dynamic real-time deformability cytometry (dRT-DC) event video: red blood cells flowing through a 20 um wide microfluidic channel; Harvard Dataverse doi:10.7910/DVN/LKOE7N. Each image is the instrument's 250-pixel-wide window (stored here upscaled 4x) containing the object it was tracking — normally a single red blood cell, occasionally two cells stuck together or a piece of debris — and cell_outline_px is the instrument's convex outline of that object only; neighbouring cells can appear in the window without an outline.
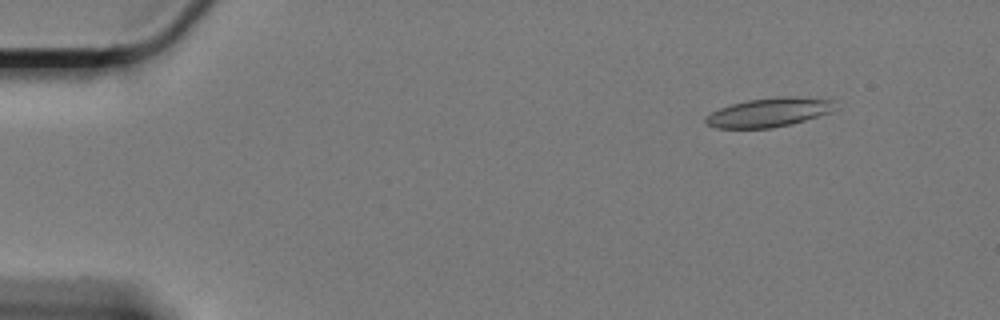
{"species": "Egyptian fruit bat (a non-hibernating species)", "species_latin": "Rousettus aegyptiacus", "temperature_condition": "cold", "stored_images_in_passage": 52, "camera_frame_rate_fps": 3000, "um_per_image_px": 0.085, "animal": {"sex": "female"}, "frame": {"image": 1, "passage_image": 1, "time_ms": 0.0, "image_size_px": [1000, 320], "cell_outline_px": [[840, 108], [832, 112], [792, 124], [772, 128], [716, 128], [708, 124], [704, 120], [704, 116], [720, 108], [732, 104], [748, 100], [776, 96], [792, 96], [836, 100]], "centroid_in_image_um": [65.45, 9.54], "position_along_channel_um": 19.6, "area_um2": 22.25}}
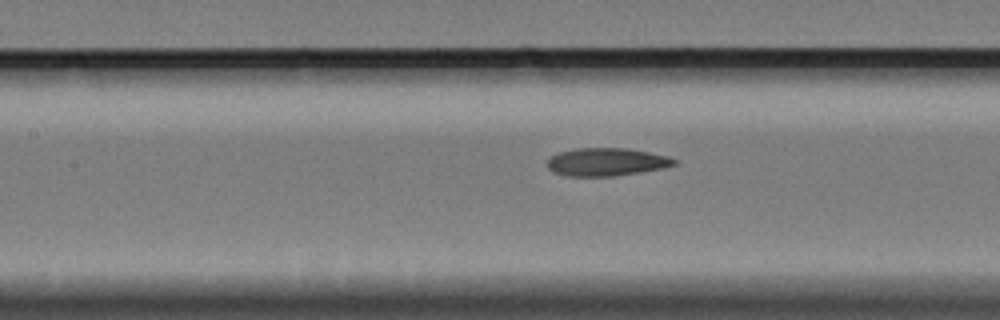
{"frame": {"image": 2, "passage_image": 22, "time_ms": 7.0, "image_size_px": [1000, 320], "cell_outline_px": [[676, 164], [664, 168], [616, 176], [568, 176], [552, 172], [548, 168], [548, 160], [552, 156], [560, 152], [576, 148], [628, 148], [668, 156], [676, 160]], "centroid_in_image_um": [51.55, 13.77], "position_along_channel_um": 155.8, "area_um2": 20.63}}
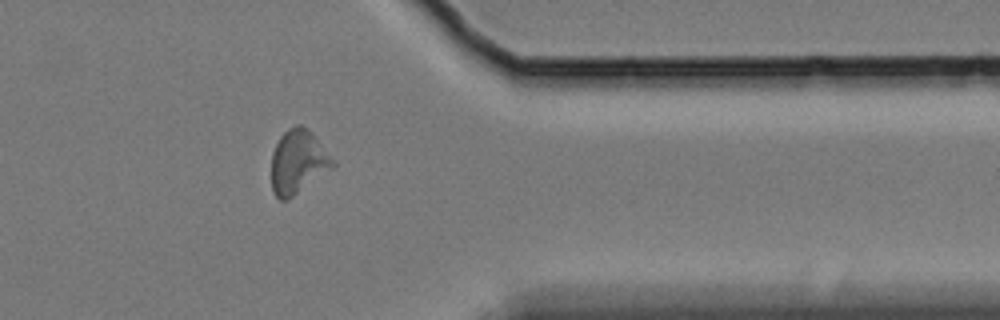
{"frame": {"image": 3, "passage_image": 44, "time_ms": 14.333, "image_size_px": [1000, 320], "cell_outline_px": [[336, 164], [332, 168], [288, 200], [280, 200], [272, 192], [272, 152], [280, 136], [288, 128], [296, 124], [300, 124], [312, 132]], "centroid_in_image_um": [25.31, 13.76], "position_along_channel_um": 386.1, "area_um2": 22.6}}